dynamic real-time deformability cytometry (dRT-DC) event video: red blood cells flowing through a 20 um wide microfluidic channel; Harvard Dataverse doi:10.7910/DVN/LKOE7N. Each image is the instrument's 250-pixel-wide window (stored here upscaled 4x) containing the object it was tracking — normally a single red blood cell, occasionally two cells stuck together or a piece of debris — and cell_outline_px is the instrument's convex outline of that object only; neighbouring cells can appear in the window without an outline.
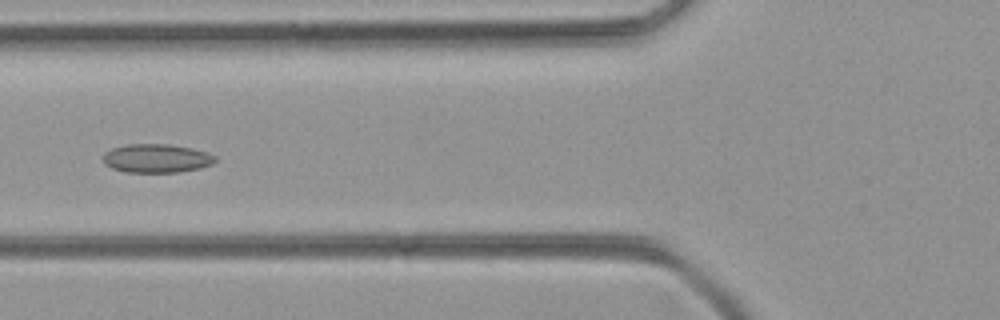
{"species": "common noctule bat (a hibernating species)", "species_latin": "Nyctalus noctula", "temperature_condition": "room temperature", "stored_images_in_passage": 30, "camera_frame_rate_fps": 3000, "um_per_image_px": 0.085, "animal": {"sex": "female", "body_mass_g": 21.9}, "frame": {"image": 1, "passage_image": 8, "time_ms": 2.333, "image_size_px": [1000, 320], "cell_outline_px": [[216, 160], [212, 164], [200, 168], [180, 172], [124, 172], [112, 168], [104, 164], [104, 152], [112, 148], [128, 144], [168, 144], [192, 148], [208, 152], [216, 156]], "centroid_in_image_um": [13.32, 13.46], "position_along_channel_um": 112.5, "area_um2": 18.84}}
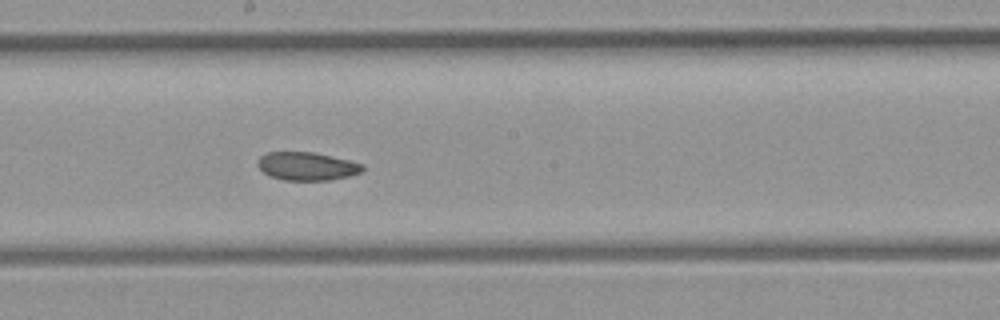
{"frame": {"image": 2, "passage_image": 16, "time_ms": 5.0, "image_size_px": [1000, 320], "cell_outline_px": [[364, 168], [360, 172], [348, 176], [332, 180], [284, 180], [268, 176], [256, 164], [256, 160], [260, 156], [268, 152], [312, 152], [348, 160], [364, 164]], "centroid_in_image_um": [26.05, 14.13], "position_along_channel_um": 222.2, "area_um2": 17.22}}
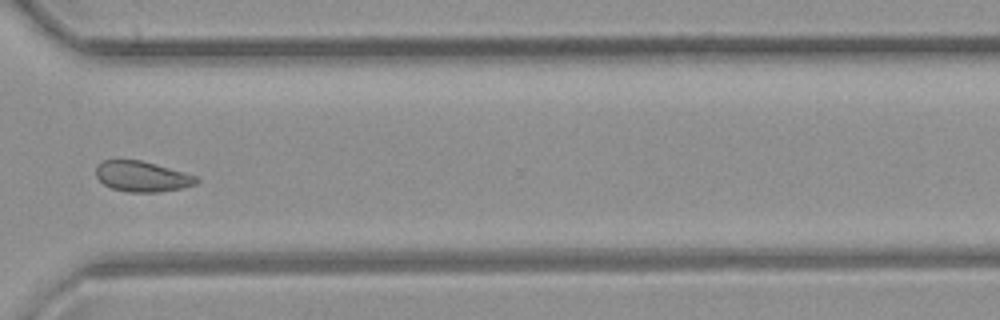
{"frame": {"image": 3, "passage_image": 26, "time_ms": 8.333, "image_size_px": [1000, 320], "cell_outline_px": [[200, 180], [196, 184], [184, 188], [156, 192], [128, 192], [112, 188], [104, 184], [96, 176], [96, 168], [104, 160], [140, 160], [156, 164], [184, 172], [196, 176]], "centroid_in_image_um": [12.11, 15.01], "position_along_channel_um": 358.5, "area_um2": 17.74}}